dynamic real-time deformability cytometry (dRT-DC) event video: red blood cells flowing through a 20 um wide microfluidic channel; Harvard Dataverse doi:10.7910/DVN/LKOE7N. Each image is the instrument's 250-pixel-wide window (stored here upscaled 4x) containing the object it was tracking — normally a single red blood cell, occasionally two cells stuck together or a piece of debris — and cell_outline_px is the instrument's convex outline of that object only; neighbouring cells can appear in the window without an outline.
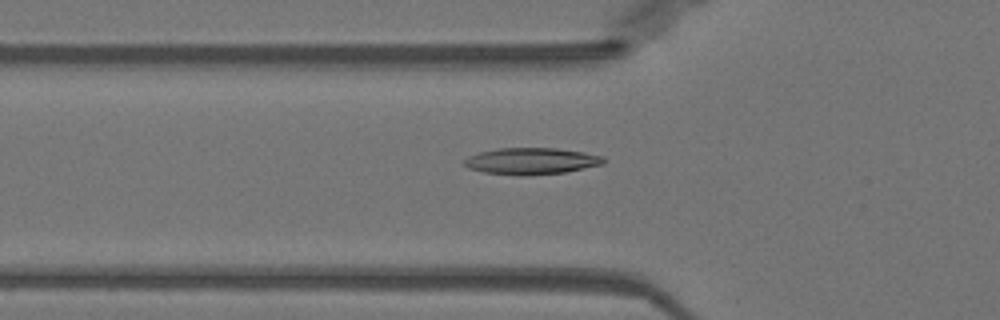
{"species": "Egyptian fruit bat (a non-hibernating species)", "species_latin": "Rousettus aegyptiacus", "temperature_condition": "warm", "stored_images_in_passage": 46, "camera_frame_rate_fps": 3000, "um_per_image_px": 0.085, "animal": {"sex": "female"}, "frame": {"image": 1, "passage_image": 13, "time_ms": 4.0, "image_size_px": [1000, 320], "cell_outline_px": [[604, 164], [564, 172], [524, 176], [516, 176], [484, 172], [468, 168], [464, 164], [464, 160], [468, 156], [480, 152], [500, 148], [556, 148], [584, 152], [604, 156]], "centroid_in_image_um": [45.16, 13.69], "position_along_channel_um": 80.6, "area_um2": 21.62}}
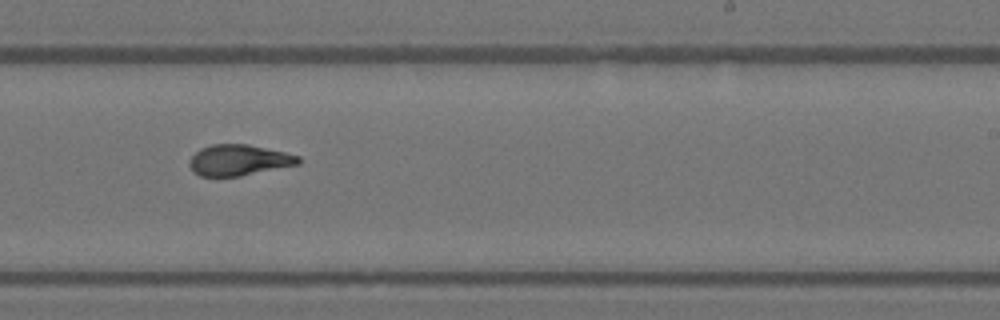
{"frame": {"image": 2, "passage_image": 27, "time_ms": 8.667, "image_size_px": [1000, 320], "cell_outline_px": [[300, 164], [240, 176], [200, 176], [188, 164], [192, 156], [200, 148], [212, 144], [248, 144], [284, 152], [300, 156]], "centroid_in_image_um": [20.32, 13.6], "position_along_channel_um": 268.7, "area_um2": 19.48}}
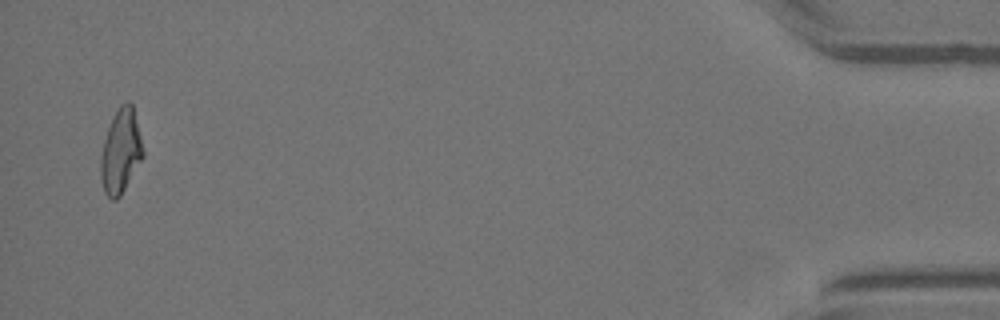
{"frame": {"image": 3, "passage_image": 45, "time_ms": 14.667, "image_size_px": [1000, 320], "cell_outline_px": [[144, 156], [120, 196], [116, 200], [112, 200], [104, 192], [100, 176], [100, 156], [104, 140], [112, 116], [120, 104], [128, 100], [132, 104], [144, 152]], "centroid_in_image_um": [10.24, 12.86], "position_along_channel_um": 425.0, "area_um2": 20.69}}